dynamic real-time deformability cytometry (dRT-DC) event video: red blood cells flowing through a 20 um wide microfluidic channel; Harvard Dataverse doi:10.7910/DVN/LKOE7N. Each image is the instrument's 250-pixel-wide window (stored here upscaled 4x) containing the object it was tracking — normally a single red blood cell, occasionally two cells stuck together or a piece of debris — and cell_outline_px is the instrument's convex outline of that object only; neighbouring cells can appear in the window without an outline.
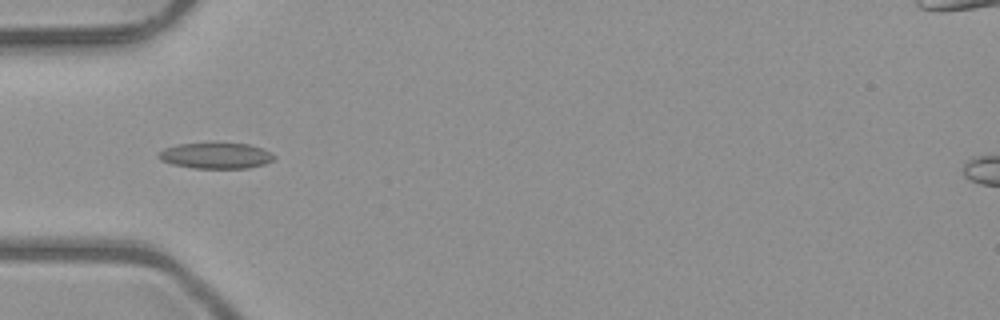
{"species": "common noctule bat (a hibernating species)", "species_latin": "Nyctalus noctula", "temperature_condition": "room temperature", "stored_images_in_passage": 33, "camera_frame_rate_fps": 3000, "um_per_image_px": 0.085, "animal": {"sex": "male", "body_mass_g": 23.1, "forearm_length_mm": 52.7}, "frame": {"image": 1, "passage_image": 1, "time_ms": 0.0, "image_size_px": [1000, 320], "cell_outline_px": [[276, 156], [272, 160], [264, 164], [248, 168], [192, 168], [172, 164], [160, 160], [156, 156], [164, 148], [176, 144], [212, 140], [248, 144], [260, 148]], "centroid_in_image_um": [18.28, 13.18], "position_along_channel_um": 66.7, "area_um2": 18.15}}
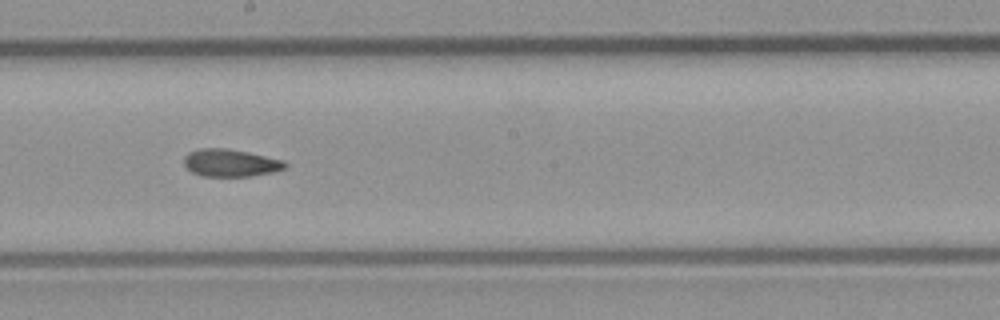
{"frame": {"image": 2, "passage_image": 13, "time_ms": 4.0, "image_size_px": [1000, 320], "cell_outline_px": [[288, 164], [284, 168], [272, 172], [252, 176], [204, 176], [192, 172], [184, 164], [184, 156], [188, 152], [200, 148], [224, 148], [248, 152], [284, 160]], "centroid_in_image_um": [19.59, 13.84], "position_along_channel_um": 228.6, "area_um2": 16.13}}
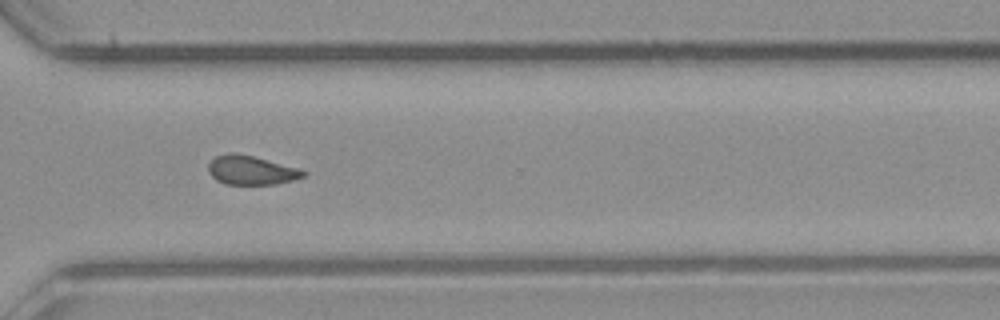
{"frame": {"image": 3, "passage_image": 22, "time_ms": 7.0, "image_size_px": [1000, 320], "cell_outline_px": [[308, 172], [304, 176], [292, 180], [276, 184], [224, 184], [216, 180], [208, 172], [208, 164], [216, 156], [228, 152], [232, 152], [252, 156], [300, 168]], "centroid_in_image_um": [21.34, 14.47], "position_along_channel_um": 349.3, "area_um2": 16.07}, "authors_computed_cell_mechanics": {"area_um2": 16.3574, "velocity_mm_per_s": 4.0361, "shape_relaxation_time_tau1_ms": null, "shape_relaxation_time_tau2_ms": 3.6479, "deformation_change_tau1": null, "deformation_change_tau2": 0.0923}}